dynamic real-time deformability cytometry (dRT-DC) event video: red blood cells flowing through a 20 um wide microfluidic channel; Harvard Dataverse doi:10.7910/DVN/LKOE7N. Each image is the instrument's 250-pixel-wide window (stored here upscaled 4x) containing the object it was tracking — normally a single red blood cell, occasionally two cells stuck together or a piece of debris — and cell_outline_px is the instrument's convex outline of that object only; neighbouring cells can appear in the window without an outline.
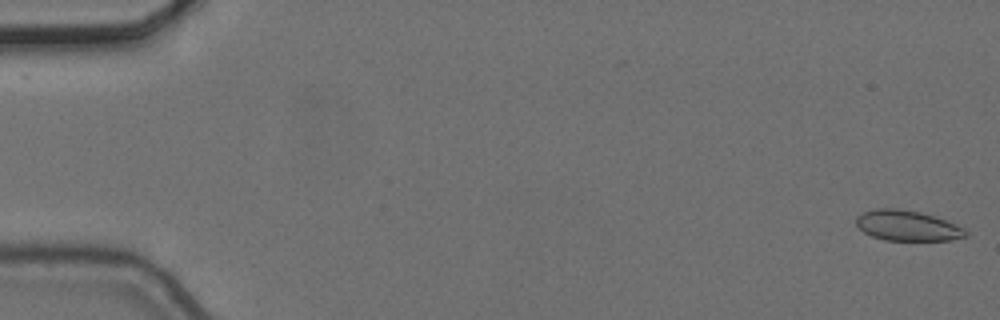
{"species": "common noctule bat (a hibernating species)", "species_latin": "Nyctalus noctula", "temperature_condition": "cold", "stored_images_in_passage": 5, "camera_frame_rate_fps": 3000, "um_per_image_px": 0.085, "animal": {"sex": "female", "body_mass_g": 24.6, "forearm_length_mm": 56.2}, "frame": {"image": 1, "passage_image": 1, "time_ms": 0.0, "image_size_px": [1000, 320], "cell_outline_px": [[968, 236], [952, 240], [884, 240], [872, 236], [864, 232], [856, 224], [856, 216], [864, 212], [876, 208], [896, 208], [920, 212], [944, 220], [964, 228], [968, 232]], "centroid_in_image_um": [77.11, 19.18], "position_along_channel_um": 7.9, "area_um2": 19.25}}
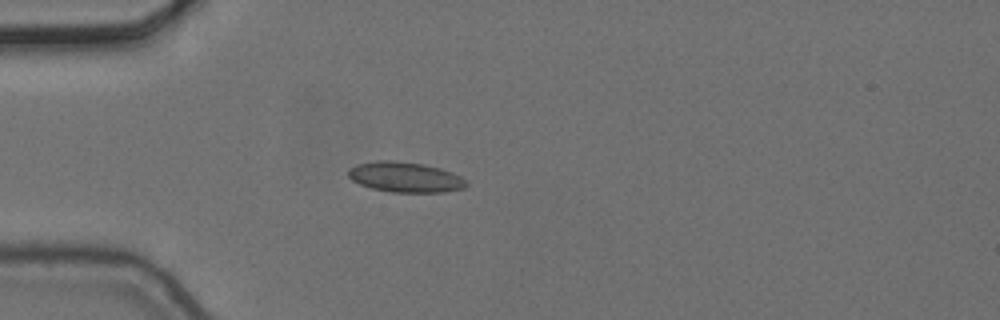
{"frame": {"image": 2, "passage_image": 5, "time_ms": 1.333, "image_size_px": [1000, 320], "cell_outline_px": [[468, 184], [464, 188], [444, 192], [392, 192], [372, 188], [360, 184], [352, 180], [348, 176], [348, 168], [356, 164], [376, 160], [392, 160], [424, 164], [440, 168], [452, 172], [468, 180]], "centroid_in_image_um": [34.45, 15.05], "position_along_channel_um": 50.6, "area_um2": 20.98}}